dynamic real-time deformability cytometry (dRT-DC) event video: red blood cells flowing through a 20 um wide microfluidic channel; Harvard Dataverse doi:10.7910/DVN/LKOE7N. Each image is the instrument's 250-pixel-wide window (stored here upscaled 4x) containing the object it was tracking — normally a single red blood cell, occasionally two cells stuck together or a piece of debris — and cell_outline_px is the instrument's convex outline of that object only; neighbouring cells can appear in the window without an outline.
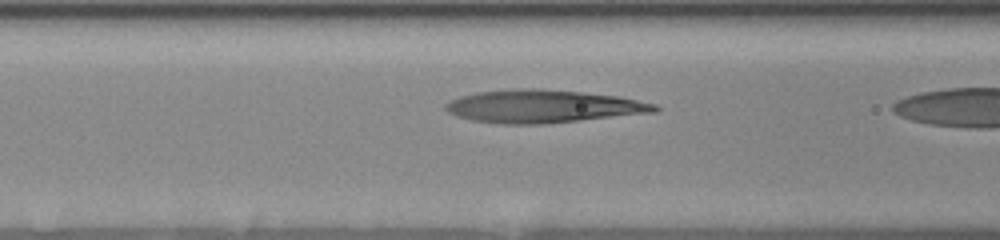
{"species": "human", "species_latin": "Homo sapiens", "temperature_condition": "room temperature", "stored_images_in_passage": 7, "camera_frame_rate_fps": 3000, "um_per_image_px": 0.085, "donor": {"sex": "female"}, "frame": {"image": 1, "passage_image": 6, "time_ms": 1.667, "image_size_px": [1000, 240], "cell_outline_px": [[652, 108], [592, 116], [560, 120], [520, 120], [528, 92], [560, 92], [600, 96], [624, 100]], "centroid_in_image_um": [48.64, 9.02], "position_along_channel_um": 118.0, "area_um2": 17.92}}